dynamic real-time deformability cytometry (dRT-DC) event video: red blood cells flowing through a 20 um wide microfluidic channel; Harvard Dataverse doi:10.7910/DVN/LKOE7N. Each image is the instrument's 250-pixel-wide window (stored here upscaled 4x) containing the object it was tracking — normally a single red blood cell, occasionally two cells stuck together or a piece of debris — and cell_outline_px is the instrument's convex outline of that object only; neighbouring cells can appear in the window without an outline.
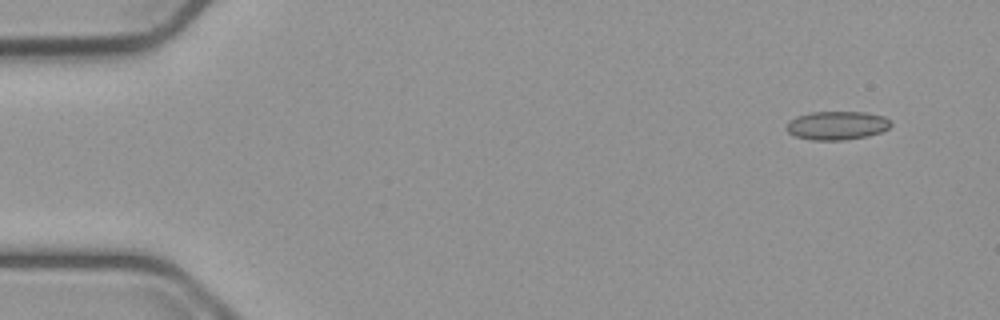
{"species": "common noctule bat (a hibernating species)", "species_latin": "Nyctalus noctula", "temperature_condition": "cold", "stored_images_in_passage": 52, "camera_frame_rate_fps": 3000, "um_per_image_px": 0.085, "animal": {"sex": "male", "body_mass_g": 23.1, "forearm_length_mm": 52.7}, "frame": {"image": 1, "passage_image": 1, "time_ms": 0.0, "image_size_px": [1000, 320], "cell_outline_px": [[892, 124], [888, 128], [880, 132], [868, 136], [844, 140], [812, 140], [796, 136], [788, 132], [784, 128], [796, 116], [812, 112], [864, 112], [884, 116]], "centroid_in_image_um": [71.14, 10.67], "position_along_channel_um": 13.9, "area_um2": 17.28}}
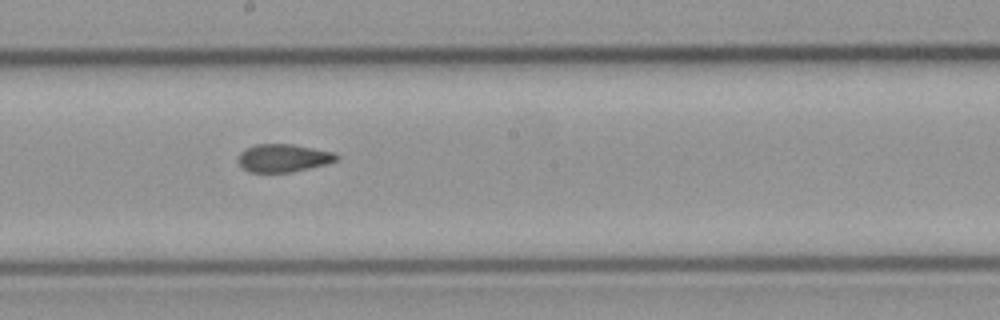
{"frame": {"image": 2, "passage_image": 27, "time_ms": 8.667, "image_size_px": [1000, 320], "cell_outline_px": [[340, 160], [328, 164], [292, 172], [248, 172], [240, 164], [240, 152], [256, 144], [292, 144], [336, 152], [340, 156]], "centroid_in_image_um": [24.19, 13.43], "position_along_channel_um": 224.0, "area_um2": 16.07}}
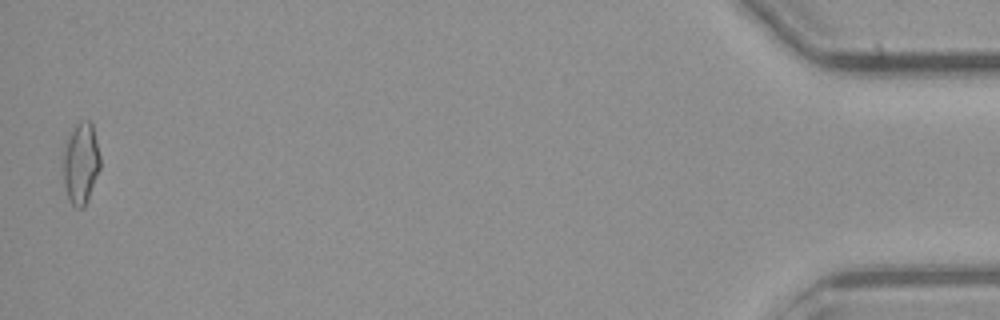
{"frame": {"image": 3, "passage_image": 51, "time_ms": 16.667, "image_size_px": [1000, 320], "cell_outline_px": [[100, 168], [88, 200], [84, 208], [76, 208], [68, 200], [64, 188], [64, 144], [72, 128], [80, 120], [88, 120], [92, 124], [100, 156]], "centroid_in_image_um": [6.87, 13.89], "position_along_channel_um": 428.3, "area_um2": 17.69}, "authors_computed_cell_mechanics": {"area_um2": 16.6175, "velocity_mm_per_s": 3.7734, "shape_relaxation_time_tau1_ms": null, "shape_relaxation_time_tau2_ms": 1.2423, "deformation_change_tau1": null, "deformation_change_tau2": 0.0461}}